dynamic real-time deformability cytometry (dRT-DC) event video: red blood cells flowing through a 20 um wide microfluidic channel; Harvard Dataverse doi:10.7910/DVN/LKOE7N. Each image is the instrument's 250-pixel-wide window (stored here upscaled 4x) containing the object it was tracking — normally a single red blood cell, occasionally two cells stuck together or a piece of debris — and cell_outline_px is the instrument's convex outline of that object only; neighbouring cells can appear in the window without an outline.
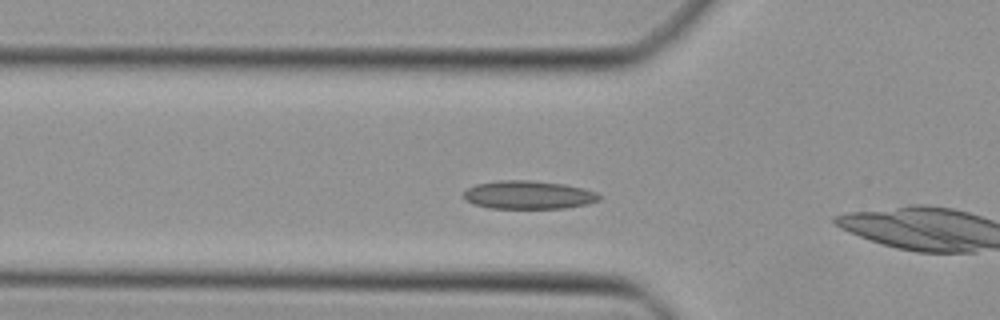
{"species": "Egyptian fruit bat (a non-hibernating species)", "species_latin": "Rousettus aegyptiacus", "temperature_condition": "cold", "stored_images_in_passage": 4, "camera_frame_rate_fps": 3000, "um_per_image_px": 0.085, "animal": {"sex": "female"}, "frame": {"image": 1, "passage_image": 3, "time_ms": 0.667, "image_size_px": [1000, 320], "cell_outline_px": [[600, 200], [588, 204], [564, 208], [492, 208], [472, 204], [464, 200], [464, 192], [468, 188], [476, 184], [496, 180], [532, 180], [564, 184], [584, 188], [596, 192], [600, 196]], "centroid_in_image_um": [44.91, 16.56], "position_along_channel_um": 80.9, "area_um2": 22.48}}